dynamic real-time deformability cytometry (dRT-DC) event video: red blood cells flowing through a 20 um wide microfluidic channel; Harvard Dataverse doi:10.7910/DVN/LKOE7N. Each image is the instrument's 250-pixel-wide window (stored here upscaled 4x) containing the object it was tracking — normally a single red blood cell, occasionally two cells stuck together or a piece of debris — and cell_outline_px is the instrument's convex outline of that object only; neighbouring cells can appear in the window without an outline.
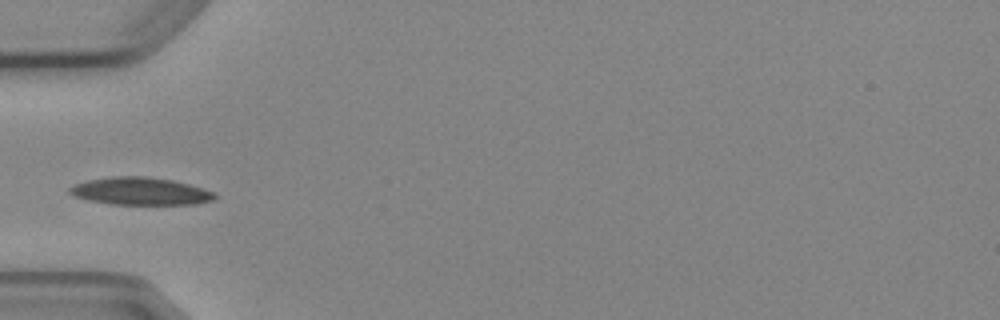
{"species": "Egyptian fruit bat (a non-hibernating species)", "species_latin": "Rousettus aegyptiacus", "temperature_condition": "cold", "stored_images_in_passage": 4, "camera_frame_rate_fps": 3000, "um_per_image_px": 0.085, "animal": {"sex": "female"}, "frame": {"image": 1, "passage_image": 4, "time_ms": 3.333, "image_size_px": [1000, 320], "cell_outline_px": [[216, 196], [212, 200], [196, 204], [108, 204], [88, 200], [72, 196], [68, 192], [68, 188], [72, 184], [88, 180], [112, 176], [144, 176], [172, 180], [188, 184], [212, 192]], "centroid_in_image_um": [11.83, 16.25], "position_along_channel_um": 73.2, "area_um2": 23.24}}